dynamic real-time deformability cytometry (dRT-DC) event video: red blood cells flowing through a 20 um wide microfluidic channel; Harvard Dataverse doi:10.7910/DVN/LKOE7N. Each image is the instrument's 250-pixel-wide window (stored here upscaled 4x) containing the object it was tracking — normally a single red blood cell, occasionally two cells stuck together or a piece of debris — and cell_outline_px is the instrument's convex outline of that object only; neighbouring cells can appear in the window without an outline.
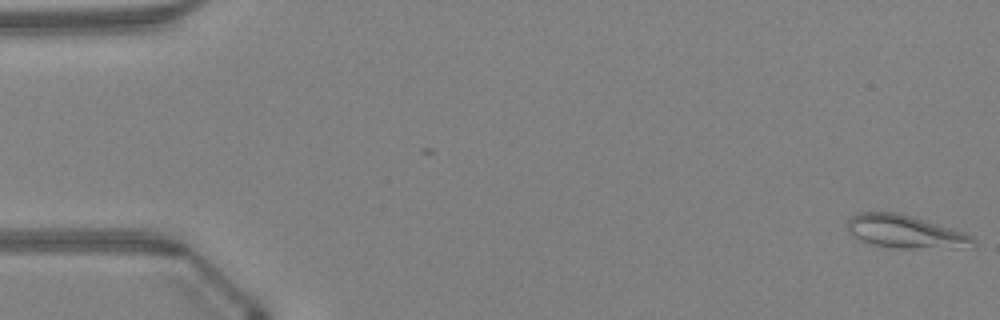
{"species": "Egyptian fruit bat (a non-hibernating species)", "species_latin": "Rousettus aegyptiacus", "temperature_condition": "warm", "stored_images_in_passage": 13, "camera_frame_rate_fps": 3000, "um_per_image_px": 0.085, "animal": {"sex": "female"}, "frame": {"image": 1, "passage_image": 1, "time_ms": 0.0, "image_size_px": [1000, 320], "cell_outline_px": [[976, 244], [960, 248], [896, 248], [872, 244], [860, 240], [852, 236], [848, 232], [848, 220], [856, 212], [896, 212], [912, 216], [952, 228], [964, 232], [972, 236], [976, 240]], "centroid_in_image_um": [76.94, 19.69], "position_along_channel_um": 8.1, "area_um2": 24.28}}